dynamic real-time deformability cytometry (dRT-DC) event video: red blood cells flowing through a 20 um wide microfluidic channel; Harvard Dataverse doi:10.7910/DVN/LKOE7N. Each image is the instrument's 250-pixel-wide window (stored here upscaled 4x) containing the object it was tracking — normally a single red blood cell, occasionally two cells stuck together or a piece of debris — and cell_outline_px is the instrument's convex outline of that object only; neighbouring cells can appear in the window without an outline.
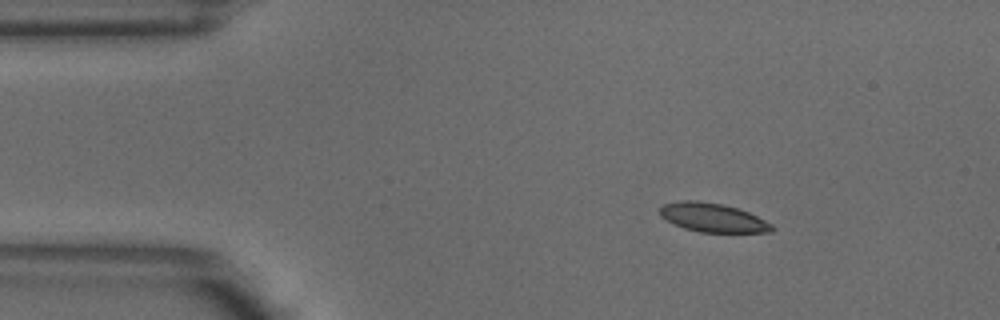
{"species": "common noctule bat (a hibernating species)", "species_latin": "Nyctalus noctula", "temperature_condition": "warm", "stored_images_in_passage": 4, "camera_frame_rate_fps": 3000, "um_per_image_px": 0.085, "animal": {"sex": "male", "body_mass_g": 18.8}, "frame": {"image": 1, "passage_image": 2, "time_ms": 0.333, "image_size_px": [1000, 320], "cell_outline_px": [[776, 228], [772, 232], [700, 232], [684, 228], [660, 216], [660, 208], [664, 204], [680, 200], [696, 200], [720, 204], [736, 208], [748, 212], [772, 224]], "centroid_in_image_um": [60.59, 18.5], "position_along_channel_um": 24.4, "area_um2": 18.61}}
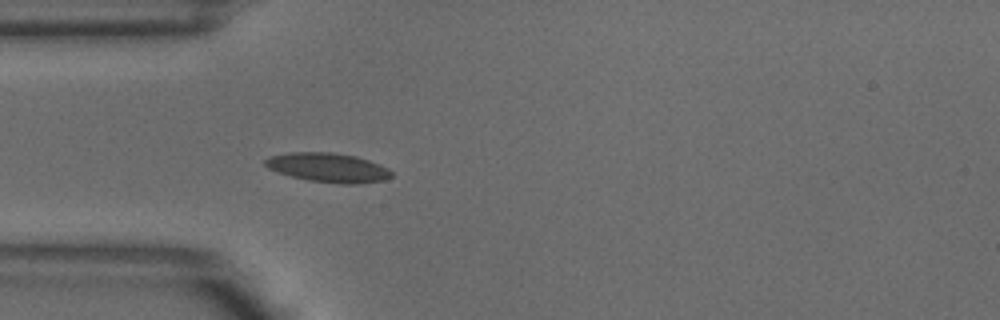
{"frame": {"image": 2, "passage_image": 4, "time_ms": 1.0, "image_size_px": [1000, 320], "cell_outline_px": [[392, 176], [384, 180], [360, 184], [340, 184], [308, 180], [276, 172], [268, 168], [264, 164], [264, 160], [272, 156], [292, 152], [332, 152], [356, 156], [380, 164], [388, 168], [392, 172]], "centroid_in_image_um": [27.91, 14.25], "position_along_channel_um": 57.1, "area_um2": 21.56}}